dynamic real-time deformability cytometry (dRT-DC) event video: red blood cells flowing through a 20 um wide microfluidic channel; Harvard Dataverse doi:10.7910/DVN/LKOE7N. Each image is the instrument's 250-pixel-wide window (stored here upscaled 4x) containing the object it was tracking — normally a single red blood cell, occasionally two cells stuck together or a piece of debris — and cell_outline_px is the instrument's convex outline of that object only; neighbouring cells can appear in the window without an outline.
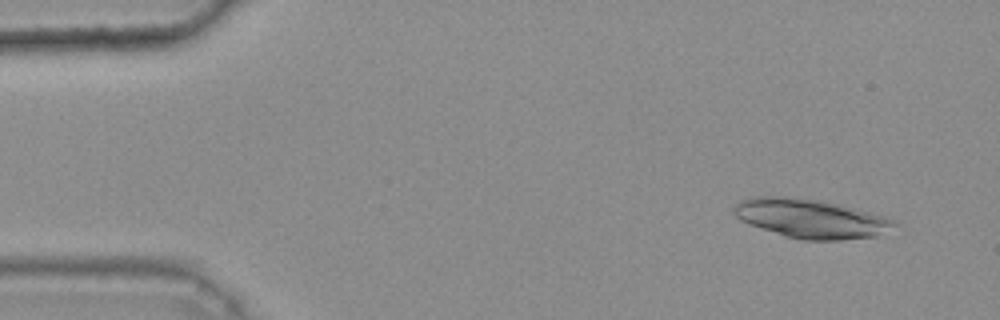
{"species": "common noctule bat (a hibernating species)", "species_latin": "Nyctalus noctula", "temperature_condition": "warm", "stored_images_in_passage": 13, "camera_frame_rate_fps": 3000, "um_per_image_px": 0.085, "animal": {"sex": "female", "body_mass_g": 25.1}, "frame": {"image": 1, "passage_image": 4, "time_ms": 1.0, "image_size_px": [1000, 320], "cell_outline_px": [[900, 224], [876, 236], [840, 240], [804, 240], [784, 236], [748, 224], [740, 220], [732, 212], [732, 208], [740, 200], [752, 196], [788, 196], [820, 200], [840, 204], [884, 216], [896, 220]], "centroid_in_image_um": [68.89, 18.57], "position_along_channel_um": 16.1, "area_um2": 36.76}}